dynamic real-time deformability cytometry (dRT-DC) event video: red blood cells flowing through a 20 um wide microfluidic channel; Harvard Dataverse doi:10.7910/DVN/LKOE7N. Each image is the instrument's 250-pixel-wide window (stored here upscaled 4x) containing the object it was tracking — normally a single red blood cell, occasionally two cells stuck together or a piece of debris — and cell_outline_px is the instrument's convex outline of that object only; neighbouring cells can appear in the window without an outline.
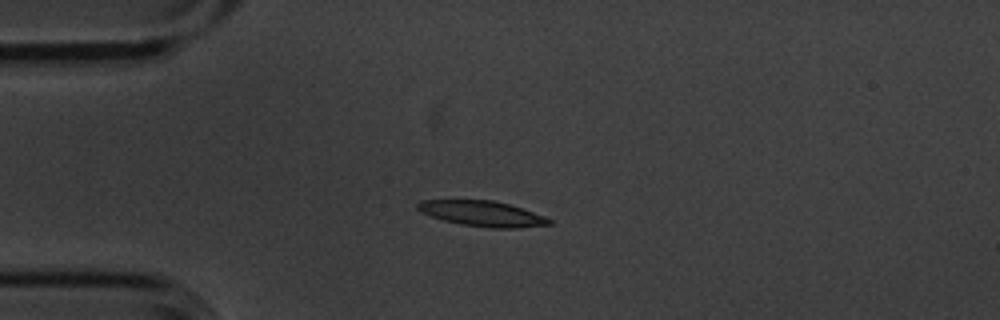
{"species": "common noctule bat (a hibernating species)", "species_latin": "Nyctalus noctula", "temperature_condition": "cold", "stored_images_in_passage": 12, "camera_frame_rate_fps": 3000, "um_per_image_px": 0.085, "animal": {"sex": "male", "body_mass_g": 20.1, "forearm_length_mm": 53.5}, "frame": {"image": 1, "passage_image": 3, "time_ms": 0.667, "image_size_px": [1000, 320], "cell_outline_px": [[552, 224], [516, 228], [488, 228], [460, 224], [444, 220], [420, 212], [416, 208], [416, 204], [420, 200], [492, 200], [508, 204], [544, 216], [552, 220]], "centroid_in_image_um": [40.96, 18.16], "position_along_channel_um": 44.0, "area_um2": 19.36}}
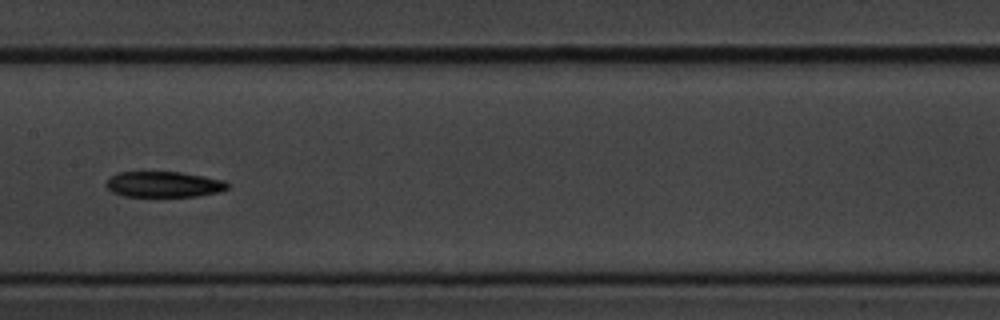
{"frame": {"image": 2, "passage_image": 7, "time_ms": 2.0, "image_size_px": [1000, 320], "cell_outline_px": [[228, 188], [220, 192], [196, 196], [124, 196], [112, 192], [104, 184], [116, 172], [180, 172], [204, 176], [224, 180], [228, 184]], "centroid_in_image_um": [13.92, 15.67], "position_along_channel_um": 193.5, "area_um2": 18.15}}
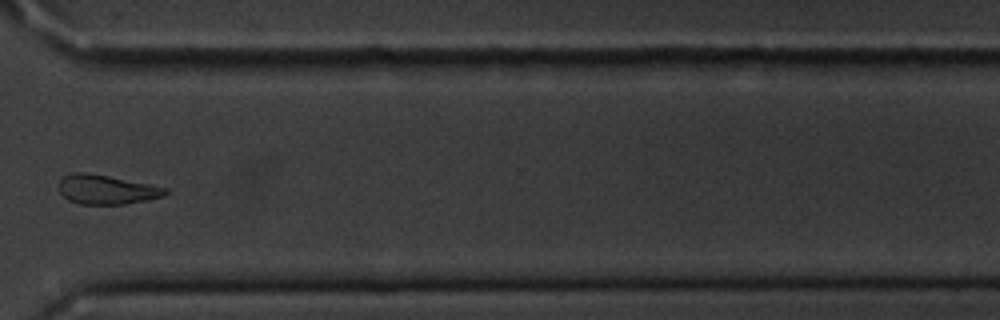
{"frame": {"image": 3, "passage_image": 11, "time_ms": 3.333, "image_size_px": [1000, 320], "cell_outline_px": [[168, 192], [164, 196], [124, 204], [80, 204], [68, 200], [60, 192], [60, 180], [64, 176], [72, 172], [84, 172], [108, 176], [168, 188]], "centroid_in_image_um": [9.04, 16.11], "position_along_channel_um": 361.6, "area_um2": 17.92}}